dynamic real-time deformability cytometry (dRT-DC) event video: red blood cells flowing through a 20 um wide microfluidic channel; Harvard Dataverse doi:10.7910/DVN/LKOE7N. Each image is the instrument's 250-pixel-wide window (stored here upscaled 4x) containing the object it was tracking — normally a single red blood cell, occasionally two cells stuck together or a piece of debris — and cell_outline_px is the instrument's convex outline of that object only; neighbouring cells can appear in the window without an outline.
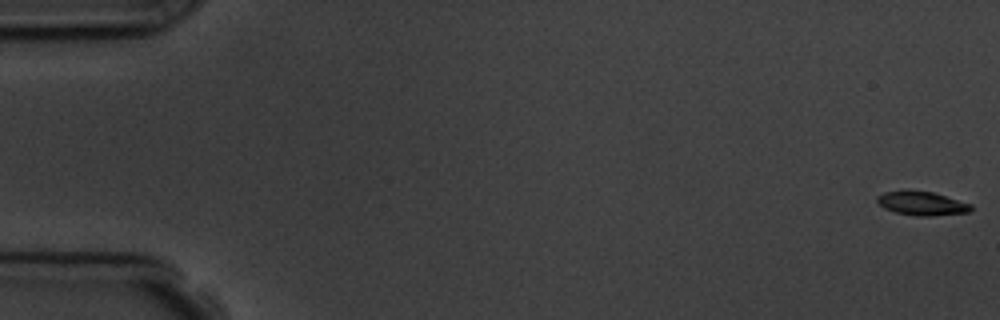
{"species": "common noctule bat (a hibernating species)", "species_latin": "Nyctalus noctula", "temperature_condition": "room temperature", "stored_images_in_passage": 8, "camera_frame_rate_fps": 3000, "um_per_image_px": 0.085, "animal": {"sex": "male", "body_mass_g": 19.5, "forearm_length_mm": 54.6}, "frame": {"image": 1, "passage_image": 1, "time_ms": 0.0, "image_size_px": [1000, 320], "cell_outline_px": [[972, 208], [968, 212], [932, 216], [916, 216], [896, 212], [884, 208], [876, 200], [876, 196], [884, 192], [904, 188], [908, 188], [932, 192], [972, 204]], "centroid_in_image_um": [78.3, 17.25], "position_along_channel_um": 6.7, "area_um2": 13.35}}
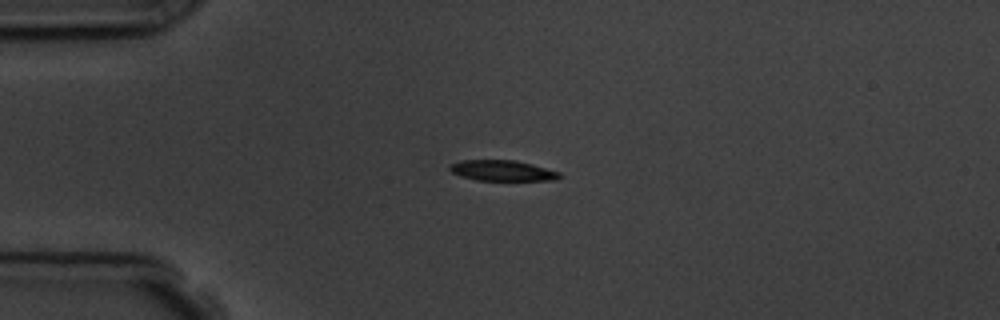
{"frame": {"image": 2, "passage_image": 5, "time_ms": 4.333, "image_size_px": [1000, 320], "cell_outline_px": [[564, 176], [556, 180], [476, 180], [460, 176], [452, 172], [448, 168], [448, 164], [460, 160], [516, 160], [532, 164], [560, 172]], "centroid_in_image_um": [42.69, 14.49], "position_along_channel_um": 42.3, "area_um2": 13.35}}